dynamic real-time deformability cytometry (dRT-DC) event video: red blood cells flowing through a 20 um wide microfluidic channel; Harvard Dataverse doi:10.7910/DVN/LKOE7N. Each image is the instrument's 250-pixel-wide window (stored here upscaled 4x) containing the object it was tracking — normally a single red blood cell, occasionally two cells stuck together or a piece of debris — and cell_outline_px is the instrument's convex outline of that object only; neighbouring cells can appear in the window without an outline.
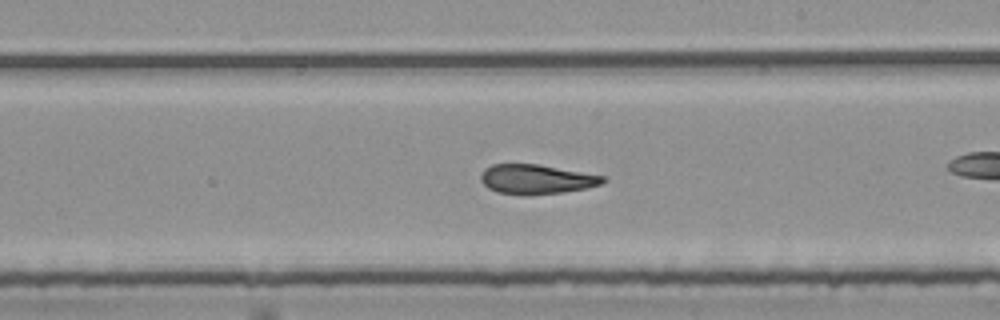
{"species": "common noctule bat (a hibernating species)", "species_latin": "Nyctalus noctula", "temperature_condition": "room temperature", "stored_images_in_passage": 41, "camera_frame_rate_fps": 3000, "um_per_image_px": 0.085, "animal": {"sex": "female", "body_mass_g": 25.1}, "frame": {"image": 1, "passage_image": 30, "time_ms": 9.667, "image_size_px": [1000, 320], "cell_outline_px": [[608, 180], [600, 184], [588, 188], [564, 192], [524, 196], [520, 196], [496, 192], [488, 188], [480, 180], [480, 176], [484, 168], [492, 164], [540, 164], [608, 176]], "centroid_in_image_um": [45.62, 15.24], "position_along_channel_um": 243.4, "area_um2": 21.62}}